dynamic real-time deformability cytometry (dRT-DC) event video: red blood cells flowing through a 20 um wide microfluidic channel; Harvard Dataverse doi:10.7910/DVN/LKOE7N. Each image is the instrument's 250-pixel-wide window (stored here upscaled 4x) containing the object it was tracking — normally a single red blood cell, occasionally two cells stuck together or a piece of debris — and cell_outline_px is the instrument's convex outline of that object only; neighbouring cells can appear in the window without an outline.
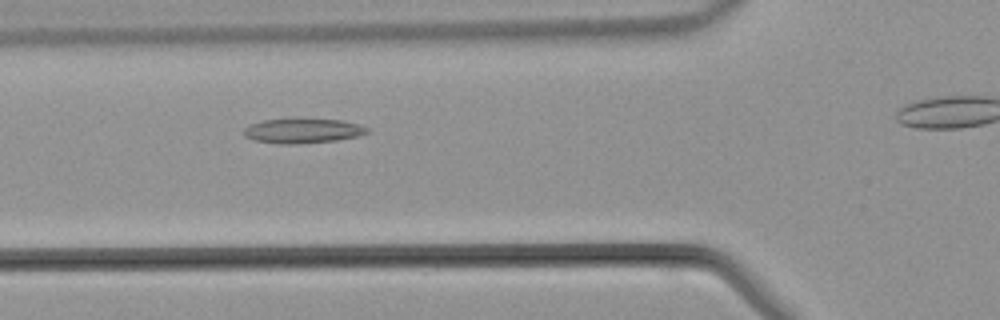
{"species": "common noctule bat (a hibernating species)", "species_latin": "Nyctalus noctula", "temperature_condition": "warm", "stored_images_in_passage": 33, "camera_frame_rate_fps": 3000, "um_per_image_px": 0.085, "animal": {"sex": "male", "body_mass_g": 21.5, "forearm_length_mm": 52.0}, "frame": {"image": 1, "passage_image": 13, "time_ms": 4.0, "image_size_px": [1000, 320], "cell_outline_px": [[372, 132], [360, 136], [336, 140], [296, 144], [276, 144], [252, 140], [244, 136], [244, 128], [248, 124], [264, 120], [344, 120], [360, 124], [372, 128]], "centroid_in_image_um": [25.79, 11.14], "position_along_channel_um": 100.0, "area_um2": 17.86}}
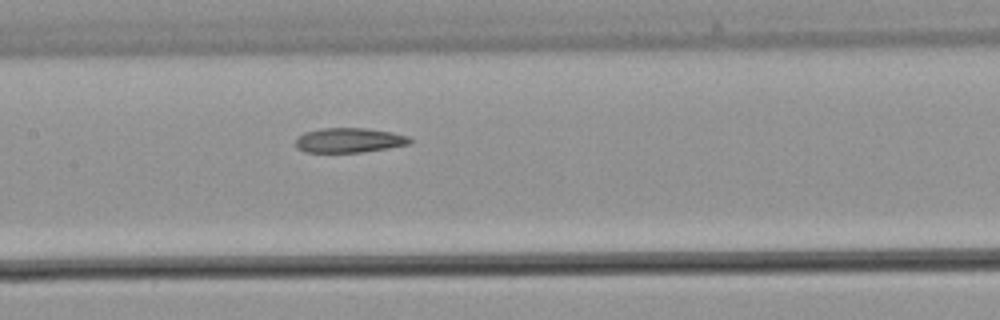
{"frame": {"image": 2, "passage_image": 18, "time_ms": 5.667, "image_size_px": [1000, 320], "cell_outline_px": [[412, 140], [408, 144], [388, 148], [360, 152], [304, 152], [296, 148], [296, 136], [304, 132], [324, 128], [364, 128], [392, 132], [408, 136]], "centroid_in_image_um": [29.64, 11.92], "position_along_channel_um": 177.8, "area_um2": 16.42}}
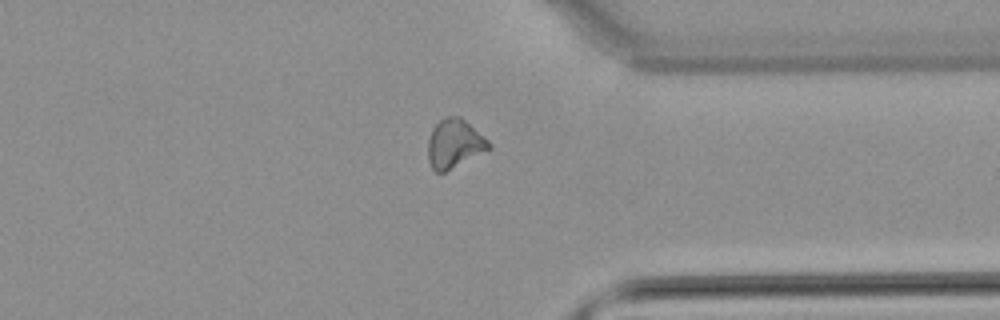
{"frame": {"image": 3, "passage_image": 31, "time_ms": 10.0, "image_size_px": [1000, 320], "cell_outline_px": [[492, 148], [444, 172], [436, 172], [432, 168], [428, 160], [428, 140], [432, 128], [444, 116], [460, 116], [488, 140], [492, 144]], "centroid_in_image_um": [38.62, 12.2], "position_along_channel_um": 372.8, "area_um2": 17.22}}